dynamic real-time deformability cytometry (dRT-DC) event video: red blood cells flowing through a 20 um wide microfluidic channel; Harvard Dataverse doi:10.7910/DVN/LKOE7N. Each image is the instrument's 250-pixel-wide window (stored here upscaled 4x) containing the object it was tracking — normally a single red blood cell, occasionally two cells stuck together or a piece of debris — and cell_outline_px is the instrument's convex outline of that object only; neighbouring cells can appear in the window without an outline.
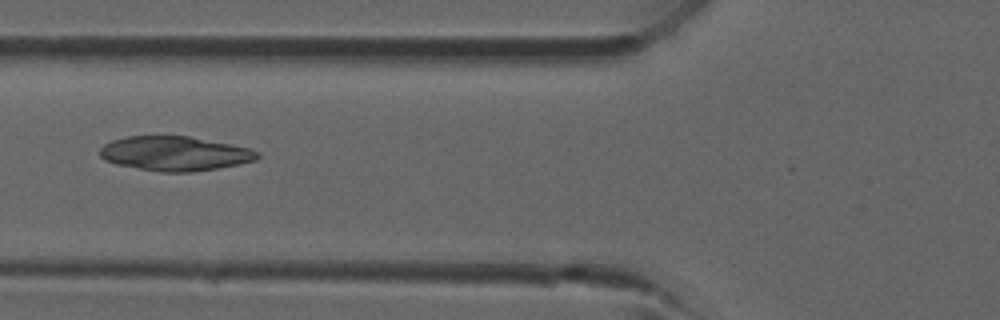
{"species": "common noctule bat (a hibernating species)", "species_latin": "Nyctalus noctula", "temperature_condition": "room temperature", "stored_images_in_passage": 5, "camera_frame_rate_fps": 3000, "um_per_image_px": 0.085, "animal": {"sex": "male", "forearm_length_mm": 52.5}, "frame": {"image": 1, "passage_image": 5, "time_ms": 4.667, "image_size_px": [1000, 320], "cell_outline_px": [[260, 156], [256, 160], [240, 164], [192, 172], [160, 172], [116, 164], [104, 160], [100, 156], [100, 148], [104, 144], [112, 140], [128, 136], [188, 136], [232, 144], [248, 148], [260, 152]], "centroid_in_image_um": [14.86, 13.05], "position_along_channel_um": 110.9, "area_um2": 31.62}}